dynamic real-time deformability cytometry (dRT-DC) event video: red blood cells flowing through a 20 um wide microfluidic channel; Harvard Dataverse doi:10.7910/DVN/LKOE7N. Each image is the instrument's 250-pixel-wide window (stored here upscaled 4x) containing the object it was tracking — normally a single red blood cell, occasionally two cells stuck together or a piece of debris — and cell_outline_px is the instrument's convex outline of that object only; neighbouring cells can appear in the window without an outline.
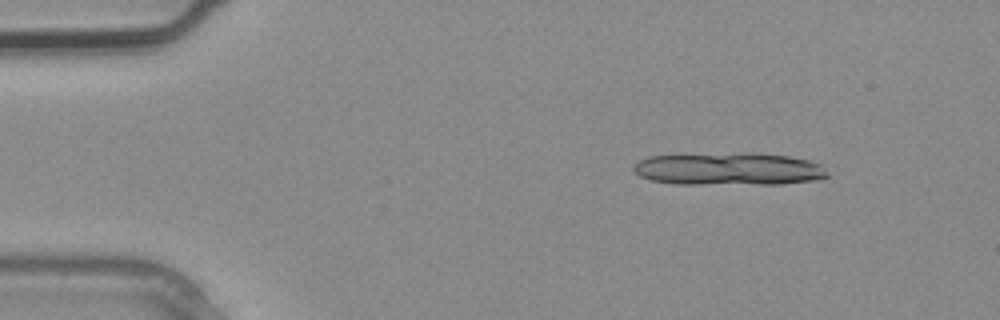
{"species": "common noctule bat (a hibernating species)", "species_latin": "Nyctalus noctula", "temperature_condition": "warm", "stored_images_in_passage": 2, "camera_frame_rate_fps": 3000, "um_per_image_px": 0.085, "animal": {"sex": "male", "body_mass_g": 20.4}, "frame": {"image": 1, "passage_image": 1, "time_ms": 0.0, "image_size_px": [1000, 320], "cell_outline_px": [[828, 176], [820, 180], [780, 184], [676, 184], [652, 180], [640, 176], [632, 168], [640, 160], [648, 156], [788, 156], [808, 160], [820, 164]], "centroid_in_image_um": [61.98, 14.44], "position_along_channel_um": 23.0, "area_um2": 34.97}}